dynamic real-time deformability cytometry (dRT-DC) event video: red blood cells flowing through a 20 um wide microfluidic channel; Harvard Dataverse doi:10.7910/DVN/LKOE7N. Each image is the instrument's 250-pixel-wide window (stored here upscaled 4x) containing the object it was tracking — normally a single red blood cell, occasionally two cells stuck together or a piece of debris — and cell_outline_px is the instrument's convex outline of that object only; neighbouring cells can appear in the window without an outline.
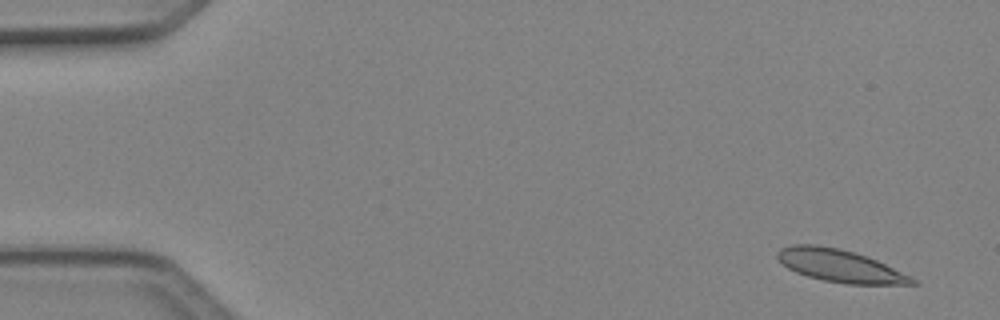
{"species": "Egyptian fruit bat (a non-hibernating species)", "species_latin": "Rousettus aegyptiacus", "temperature_condition": "cold", "stored_images_in_passage": 6, "camera_frame_rate_fps": 3000, "um_per_image_px": 0.085, "animal": {"sex": "female"}, "frame": {"image": 1, "passage_image": 1, "time_ms": 0.0, "image_size_px": [1000, 320], "cell_outline_px": [[920, 284], [848, 284], [824, 280], [808, 276], [796, 272], [788, 268], [776, 256], [776, 252], [780, 248], [792, 244], [816, 244], [840, 248], [868, 256], [912, 276]], "centroid_in_image_um": [71.41, 22.58], "position_along_channel_um": 13.6, "area_um2": 25.61}}
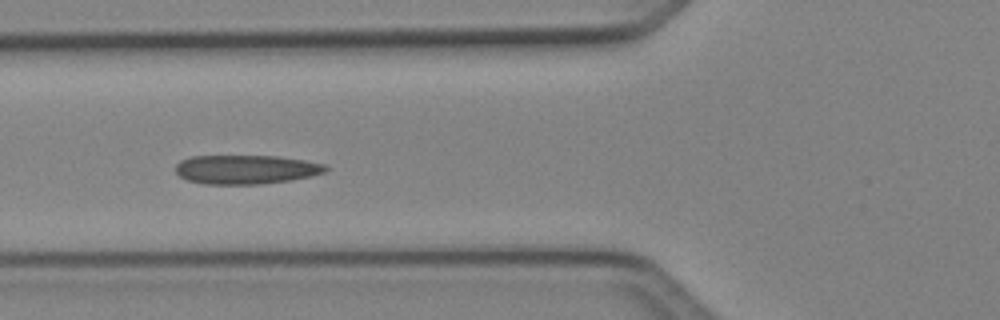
{"frame": {"image": 2, "passage_image": 5, "time_ms": 1.333, "image_size_px": [1000, 320], "cell_outline_px": [[328, 168], [324, 172], [312, 176], [288, 180], [260, 184], [204, 184], [188, 180], [180, 176], [176, 172], [176, 164], [180, 160], [192, 156], [280, 156], [304, 160], [324, 164]], "centroid_in_image_um": [20.89, 14.4], "position_along_channel_um": 104.9, "area_um2": 25.32}}
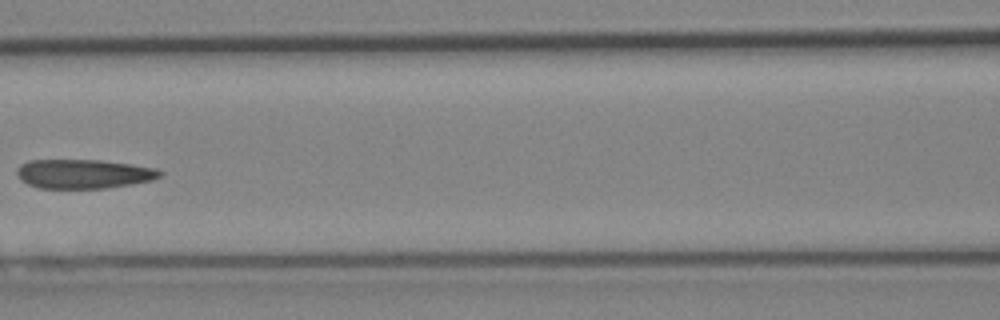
{"frame": {"image": 3, "passage_image": 6, "time_ms": 1.667, "image_size_px": [1000, 320], "cell_outline_px": [[164, 172], [160, 176], [152, 180], [132, 184], [104, 188], [36, 188], [20, 180], [16, 172], [20, 164], [28, 160], [100, 160], [132, 164], [160, 168]], "centroid_in_image_um": [7.12, 14.77], "position_along_channel_um": 159.5, "area_um2": 24.57}}